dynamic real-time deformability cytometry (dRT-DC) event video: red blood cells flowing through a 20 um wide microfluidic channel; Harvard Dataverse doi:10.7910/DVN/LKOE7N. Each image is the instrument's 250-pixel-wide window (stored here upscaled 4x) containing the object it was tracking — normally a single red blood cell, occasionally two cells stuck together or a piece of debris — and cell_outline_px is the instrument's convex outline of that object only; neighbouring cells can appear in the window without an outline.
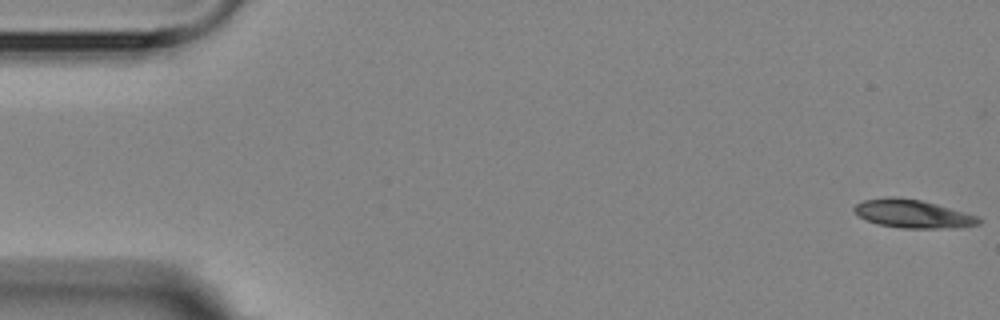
{"species": "Egyptian fruit bat (a non-hibernating species)", "species_latin": "Rousettus aegyptiacus", "temperature_condition": "room temperature", "stored_images_in_passage": 7, "camera_frame_rate_fps": 3000, "um_per_image_px": 0.085, "animal": {"sex": "female"}, "frame": {"image": 1, "passage_image": 1, "time_ms": 0.0, "image_size_px": [1000, 320], "cell_outline_px": [[980, 224], [956, 228], [900, 228], [880, 224], [868, 220], [860, 216], [852, 208], [856, 204], [864, 200], [888, 196], [892, 196], [920, 200], [936, 204], [976, 216], [980, 220]], "centroid_in_image_um": [77.57, 18.17], "position_along_channel_um": 7.4, "area_um2": 20.17}}
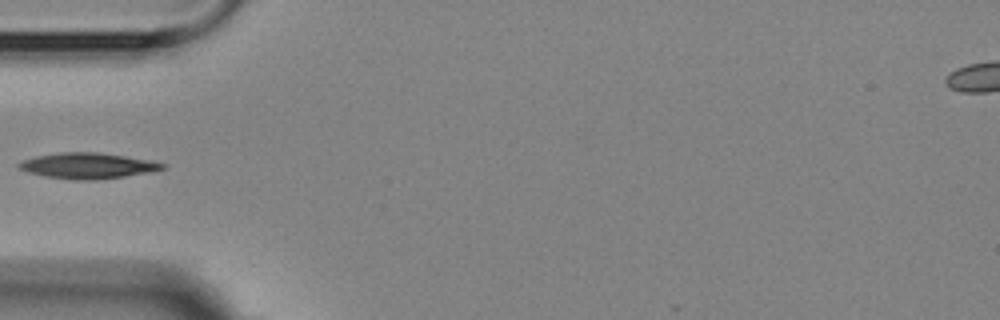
{"frame": {"image": 2, "passage_image": 6, "time_ms": 5.667, "image_size_px": [1000, 320], "cell_outline_px": [[164, 168], [124, 176], [96, 180], [76, 180], [44, 176], [28, 172], [20, 168], [16, 164], [24, 160], [36, 156], [60, 152], [96, 152], [124, 156], [164, 164]], "centroid_in_image_um": [7.35, 14.08], "position_along_channel_um": 77.7, "area_um2": 20.92}}
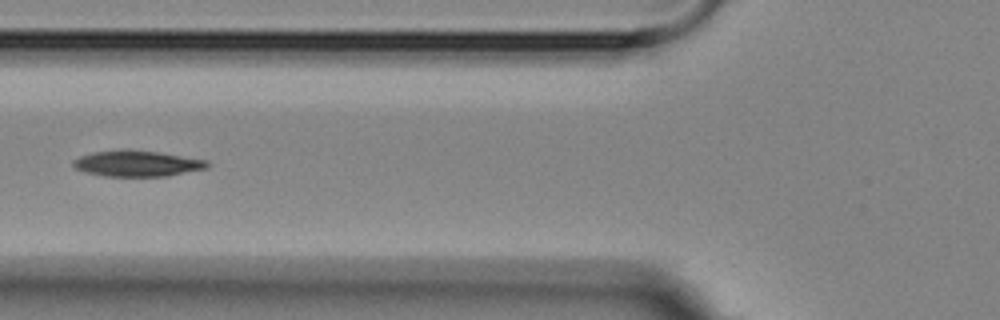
{"frame": {"image": 3, "passage_image": 7, "time_ms": 6.667, "image_size_px": [1000, 320], "cell_outline_px": [[208, 164], [204, 168], [168, 176], [104, 176], [84, 172], [76, 168], [72, 164], [72, 160], [80, 156], [92, 152], [128, 148], [156, 152], [208, 160]], "centroid_in_image_um": [11.58, 13.88], "position_along_channel_um": 114.2, "area_um2": 20.23}}